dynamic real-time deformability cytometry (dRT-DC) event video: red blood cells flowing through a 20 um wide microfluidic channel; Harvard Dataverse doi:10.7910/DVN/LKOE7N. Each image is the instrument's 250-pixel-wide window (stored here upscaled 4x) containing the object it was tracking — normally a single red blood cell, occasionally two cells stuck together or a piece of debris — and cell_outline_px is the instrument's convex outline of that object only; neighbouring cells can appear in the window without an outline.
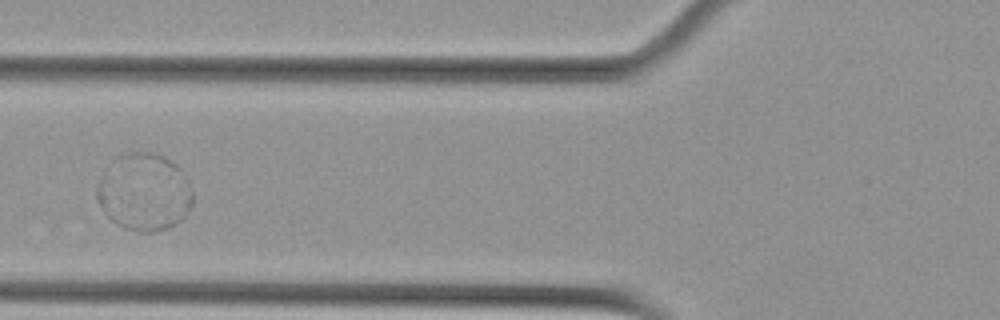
{"species": "Egyptian fruit bat (a non-hibernating species)", "species_latin": "Rousettus aegyptiacus", "temperature_condition": "cold", "stored_images_in_passage": 7, "camera_frame_rate_fps": 3000, "um_per_image_px": 0.085, "animal": {"sex": "female"}, "frame": {"image": 1, "passage_image": 4, "time_ms": 1.0, "image_size_px": [1000, 320], "cell_outline_px": [[192, 204], [188, 212], [176, 224], [168, 228], [156, 232], [140, 232], [124, 228], [116, 224], [104, 212], [96, 200], [96, 188], [100, 180], [112, 160], [116, 156], [128, 152], [152, 152], [164, 156], [172, 160], [180, 168], [188, 180], [192, 192]], "centroid_in_image_um": [12.26, 16.33], "position_along_channel_um": 113.5, "area_um2": 43.47}}
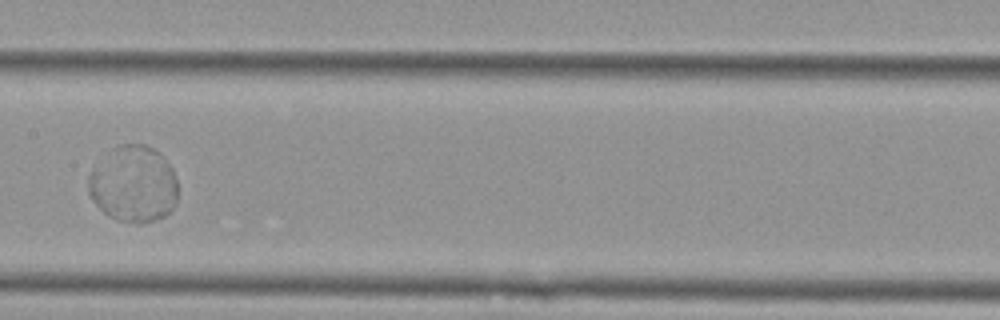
{"frame": {"image": 2, "passage_image": 6, "time_ms": 1.667, "image_size_px": [1000, 320], "cell_outline_px": [[176, 204], [164, 216], [156, 220], [140, 224], [136, 224], [116, 220], [108, 216], [92, 200], [88, 192], [88, 176], [112, 148], [116, 144], [144, 144], [160, 152], [172, 168], [176, 176]], "centroid_in_image_um": [11.35, 15.66], "position_along_channel_um": 196.0, "area_um2": 39.94}}
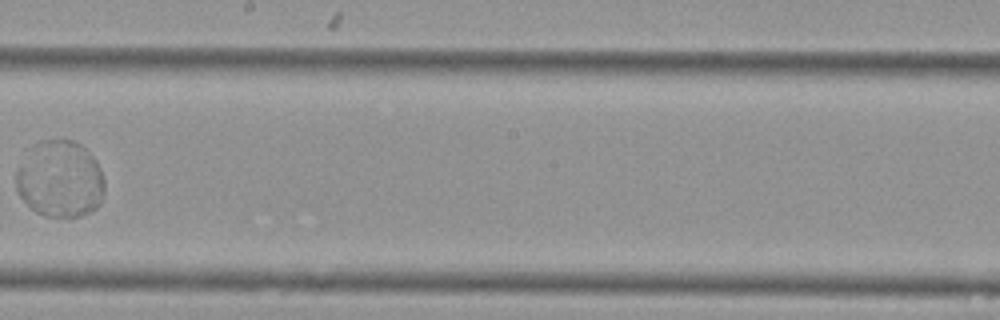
{"frame": {"image": 3, "passage_image": 7, "time_ms": 2.0, "image_size_px": [1000, 320], "cell_outline_px": [[104, 192], [100, 204], [96, 208], [80, 216], [48, 216], [36, 212], [16, 192], [16, 172], [36, 144], [40, 140], [72, 140], [80, 144], [96, 160], [100, 168], [104, 180]], "centroid_in_image_um": [5.13, 15.24], "position_along_channel_um": 243.1, "area_um2": 39.02}}